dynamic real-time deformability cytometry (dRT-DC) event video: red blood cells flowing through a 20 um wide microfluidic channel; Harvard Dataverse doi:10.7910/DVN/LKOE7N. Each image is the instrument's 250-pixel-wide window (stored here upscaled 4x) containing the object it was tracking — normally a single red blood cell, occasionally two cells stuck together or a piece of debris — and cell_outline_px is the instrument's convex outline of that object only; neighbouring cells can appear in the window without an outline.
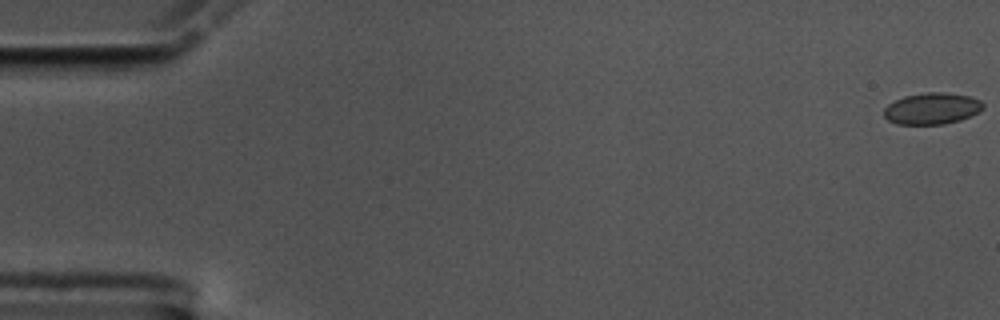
{"species": "common noctule bat (a hibernating species)", "species_latin": "Nyctalus noctula", "temperature_condition": "cold", "stored_images_in_passage": 57, "camera_frame_rate_fps": 3000, "um_per_image_px": 0.085, "animal": {"sex": "male", "body_mass_g": 17.5, "forearm_length_mm": 52.3}, "frame": {"image": 1, "passage_image": 1, "time_ms": 0.0, "image_size_px": [1000, 320], "cell_outline_px": [[984, 108], [960, 120], [944, 124], [896, 124], [888, 120], [884, 116], [884, 108], [888, 104], [904, 96], [928, 92], [944, 92], [972, 96], [980, 100], [984, 104]], "centroid_in_image_um": [79.21, 9.22], "position_along_channel_um": 5.8, "area_um2": 18.15}}
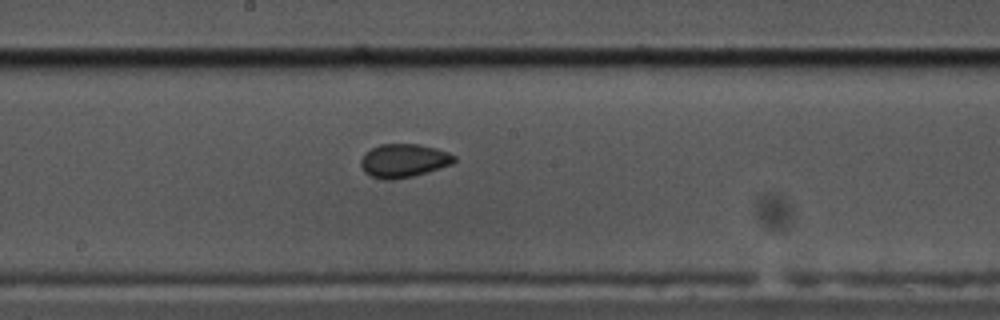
{"frame": {"image": 2, "passage_image": 31, "time_ms": 10.0, "image_size_px": [1000, 320], "cell_outline_px": [[456, 160], [452, 164], [440, 168], [412, 176], [392, 180], [384, 180], [372, 176], [364, 172], [360, 164], [360, 160], [364, 152], [380, 144], [420, 144], [436, 148], [448, 152], [456, 156]], "centroid_in_image_um": [34.3, 13.65], "position_along_channel_um": 213.9, "area_um2": 18.32}}
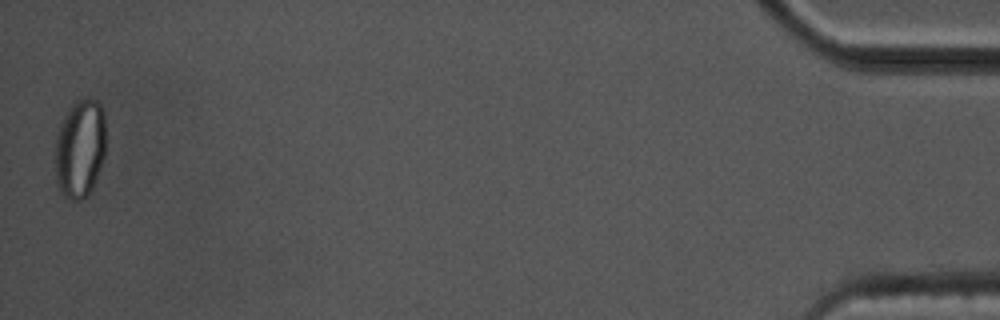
{"frame": {"image": 3, "passage_image": 57, "time_ms": 18.667, "image_size_px": [1000, 320], "cell_outline_px": [[104, 156], [100, 168], [92, 188], [88, 196], [80, 200], [72, 200], [56, 184], [56, 136], [64, 116], [68, 108], [80, 96], [88, 96], [96, 100], [100, 104], [104, 116]], "centroid_in_image_um": [6.8, 12.56], "position_along_channel_um": 428.4, "area_um2": 29.02}, "authors_computed_cell_mechanics": {"area_um2": 18.207, "velocity_mm_per_s": 3.5471, "shape_relaxation_time_tau1_ms": null, "shape_relaxation_time_tau2_ms": 1.7818, "deformation_change_tau1": null, "deformation_change_tau2": 0.048}}